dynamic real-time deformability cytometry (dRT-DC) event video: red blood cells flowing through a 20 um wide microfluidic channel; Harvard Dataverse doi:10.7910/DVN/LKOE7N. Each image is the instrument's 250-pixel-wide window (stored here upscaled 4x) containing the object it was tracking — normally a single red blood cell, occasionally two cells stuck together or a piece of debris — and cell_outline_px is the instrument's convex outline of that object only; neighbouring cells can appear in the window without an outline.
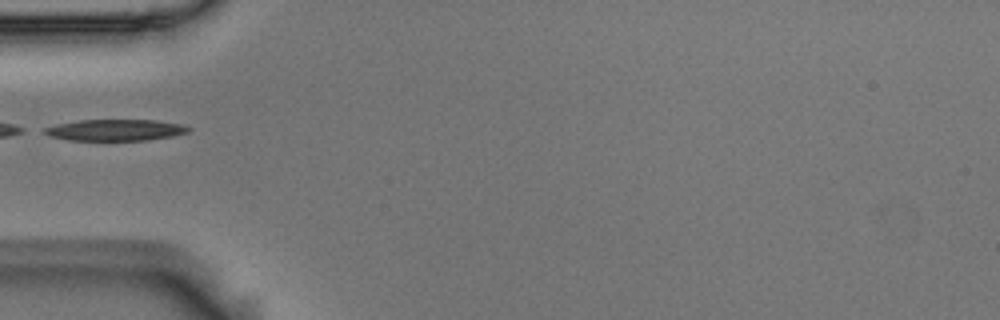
{"species": "Egyptian fruit bat (a non-hibernating species)", "species_latin": "Rousettus aegyptiacus", "temperature_condition": "room temperature", "stored_images_in_passage": 36, "camera_frame_rate_fps": 3000, "um_per_image_px": 0.085, "animal": {"sex": "male"}, "frame": {"image": 1, "passage_image": 1, "time_ms": 0.0, "image_size_px": [1000, 320], "cell_outline_px": [[192, 128], [188, 132], [172, 136], [148, 140], [68, 140], [48, 136], [40, 132], [44, 128], [56, 124], [80, 120], [156, 120], [184, 124]], "centroid_in_image_um": [9.79, 11.05], "position_along_channel_um": 75.2, "area_um2": 18.09}}